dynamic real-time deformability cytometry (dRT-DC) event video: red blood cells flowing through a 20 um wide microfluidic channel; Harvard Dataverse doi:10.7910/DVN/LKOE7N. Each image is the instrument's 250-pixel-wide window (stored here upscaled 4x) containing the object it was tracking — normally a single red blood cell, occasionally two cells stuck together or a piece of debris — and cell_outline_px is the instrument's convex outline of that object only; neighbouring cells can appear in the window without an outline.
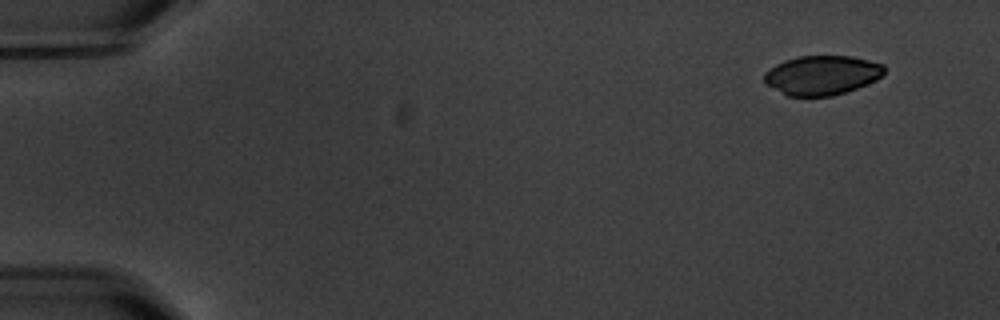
{"species": "common noctule bat (a hibernating species)", "species_latin": "Nyctalus noctula", "temperature_condition": "warm", "stored_images_in_passage": 4, "camera_frame_rate_fps": 3000, "um_per_image_px": 0.085, "animal": {"sex": "male", "body_mass_g": 20.1, "forearm_length_mm": 53.5}, "frame": {"image": 1, "passage_image": 1, "time_ms": 0.0, "image_size_px": [1000, 320], "cell_outline_px": [[884, 72], [876, 80], [856, 88], [832, 96], [788, 96], [764, 84], [764, 72], [776, 64], [784, 60], [796, 56], [852, 56], [884, 64]], "centroid_in_image_um": [69.83, 6.38], "position_along_channel_um": 15.2, "area_um2": 27.57}}